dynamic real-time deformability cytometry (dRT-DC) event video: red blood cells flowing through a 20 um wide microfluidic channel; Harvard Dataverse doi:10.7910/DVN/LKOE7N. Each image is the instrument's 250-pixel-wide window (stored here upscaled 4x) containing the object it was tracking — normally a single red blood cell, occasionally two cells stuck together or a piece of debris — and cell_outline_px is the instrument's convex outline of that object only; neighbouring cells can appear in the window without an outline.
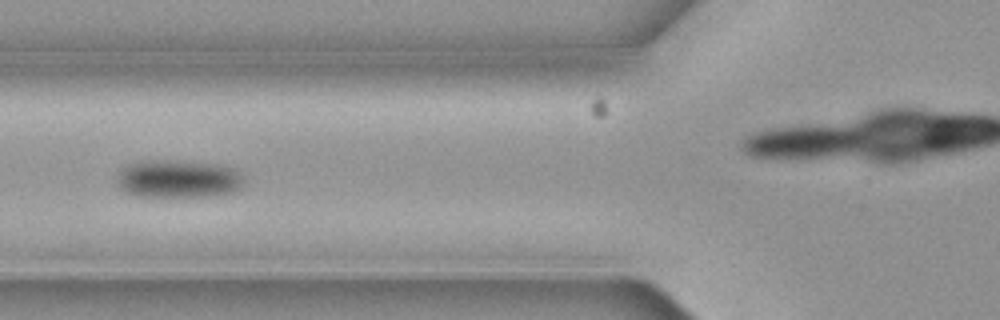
{"species": "common noctule bat (a hibernating species)", "species_latin": "Nyctalus noctula", "temperature_condition": "cold", "stored_images_in_passage": 8, "camera_frame_rate_fps": 3000, "um_per_image_px": 0.085, "animal": {"sex": "female", "body_mass_g": 19.3, "forearm_length_mm": 54.1}, "frame": {"image": 1, "passage_image": 6, "time_ms": 1.667, "image_size_px": [1000, 320], "cell_outline_px": [[244, 184], [240, 188], [232, 192], [212, 196], [140, 196], [128, 192], [120, 188], [116, 184], [116, 172], [124, 164], [144, 160], [176, 160], [216, 164], [236, 168], [244, 176]], "centroid_in_image_um": [15.13, 15.18], "position_along_channel_um": 110.7, "area_um2": 28.67}}